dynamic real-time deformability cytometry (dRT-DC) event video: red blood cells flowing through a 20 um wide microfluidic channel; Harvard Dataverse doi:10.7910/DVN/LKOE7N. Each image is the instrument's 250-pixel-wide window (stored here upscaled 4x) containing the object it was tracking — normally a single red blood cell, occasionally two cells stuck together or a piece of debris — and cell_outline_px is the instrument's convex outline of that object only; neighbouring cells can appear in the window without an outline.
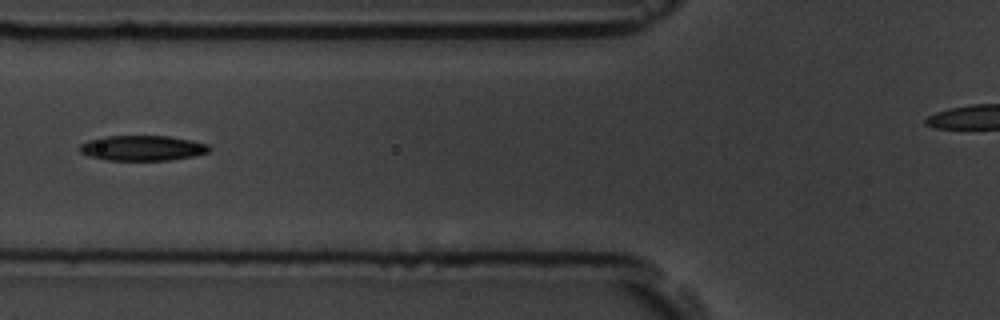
{"species": "common noctule bat (a hibernating species)", "species_latin": "Nyctalus noctula", "temperature_condition": "room temperature", "stored_images_in_passage": 6, "camera_frame_rate_fps": 3000, "um_per_image_px": 0.085, "animal": {"sex": "male", "body_mass_g": 19.5, "forearm_length_mm": 54.6}, "frame": {"image": 1, "passage_image": 6, "time_ms": 6.667, "image_size_px": [1000, 320], "cell_outline_px": [[212, 148], [208, 152], [192, 156], [168, 160], [108, 160], [92, 156], [80, 152], [80, 144], [88, 140], [104, 136], [168, 136], [208, 144]], "centroid_in_image_um": [12.1, 12.58], "position_along_channel_um": 113.7, "area_um2": 18.79}}